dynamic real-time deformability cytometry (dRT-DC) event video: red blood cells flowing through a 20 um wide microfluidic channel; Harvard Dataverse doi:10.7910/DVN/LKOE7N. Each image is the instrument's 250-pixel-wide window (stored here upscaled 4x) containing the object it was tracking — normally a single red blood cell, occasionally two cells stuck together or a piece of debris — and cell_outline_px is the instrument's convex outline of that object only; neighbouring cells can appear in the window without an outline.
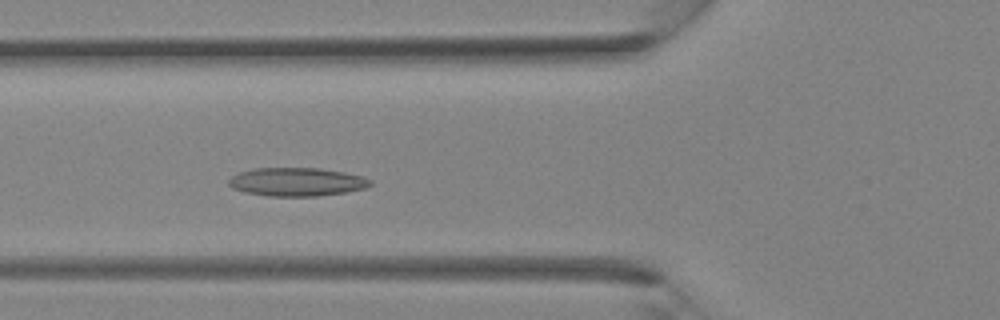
{"species": "Egyptian fruit bat (a non-hibernating species)", "species_latin": "Rousettus aegyptiacus", "temperature_condition": "room temperature", "stored_images_in_passage": 35, "camera_frame_rate_fps": 3000, "um_per_image_px": 0.085, "animal": {"sex": "female"}, "frame": {"image": 1, "passage_image": 12, "time_ms": 3.667, "image_size_px": [1000, 320], "cell_outline_px": [[372, 184], [364, 188], [344, 192], [316, 196], [268, 196], [244, 192], [232, 188], [228, 184], [228, 180], [232, 176], [240, 172], [252, 168], [320, 168], [344, 172], [364, 176], [372, 180]], "centroid_in_image_um": [25.21, 15.45], "position_along_channel_um": 100.6, "area_um2": 23.52}}
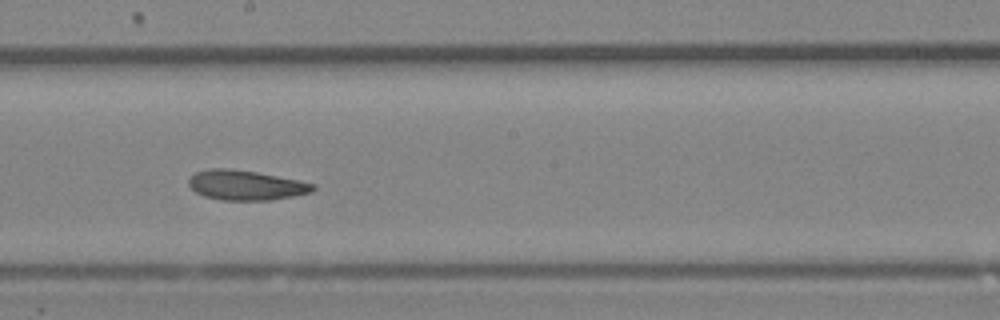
{"frame": {"image": 2, "passage_image": 19, "time_ms": 6.0, "image_size_px": [1000, 320], "cell_outline_px": [[316, 188], [312, 192], [272, 200], [220, 200], [204, 196], [196, 192], [188, 184], [188, 180], [196, 172], [208, 168], [228, 168], [256, 172], [316, 184]], "centroid_in_image_um": [20.88, 15.74], "position_along_channel_um": 227.3, "area_um2": 21.5}}
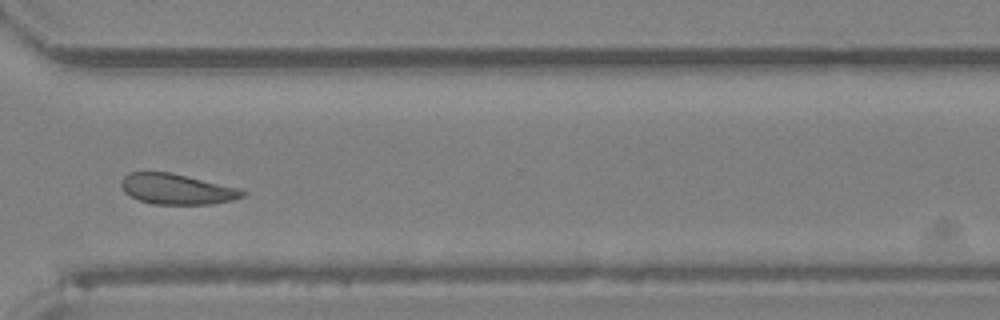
{"frame": {"image": 3, "passage_image": 26, "time_ms": 8.333, "image_size_px": [1000, 320], "cell_outline_px": [[248, 192], [244, 196], [232, 200], [212, 204], [152, 204], [140, 200], [124, 192], [120, 184], [120, 180], [124, 176], [132, 172], [172, 172], [240, 188]], "centroid_in_image_um": [15.05, 16.07], "position_along_channel_um": 355.5, "area_um2": 21.68}}